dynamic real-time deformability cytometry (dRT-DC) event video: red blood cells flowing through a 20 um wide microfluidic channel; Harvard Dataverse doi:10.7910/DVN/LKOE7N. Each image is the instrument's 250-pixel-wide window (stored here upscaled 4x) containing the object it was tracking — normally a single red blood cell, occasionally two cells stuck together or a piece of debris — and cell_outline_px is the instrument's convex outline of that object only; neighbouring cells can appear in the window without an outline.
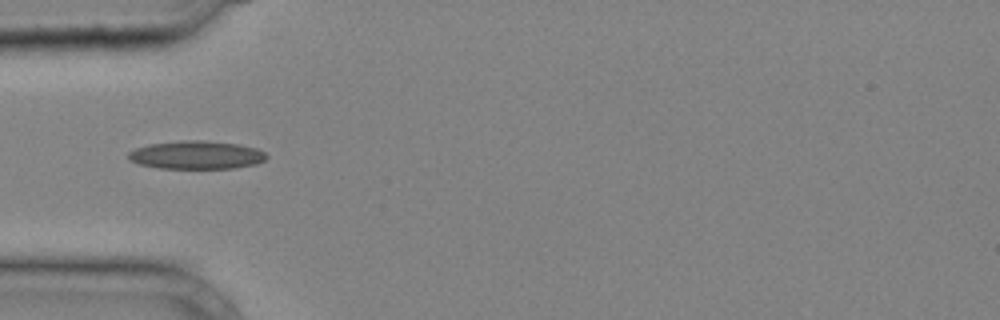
{"species": "common noctule bat (a hibernating species)", "species_latin": "Nyctalus noctula", "temperature_condition": "cold", "stored_images_in_passage": 18, "camera_frame_rate_fps": 3000, "um_per_image_px": 0.085, "animal": {"sex": "male", "body_mass_g": 20.4}, "frame": {"image": 1, "passage_image": 1, "time_ms": 0.0, "image_size_px": [1000, 320], "cell_outline_px": [[268, 156], [264, 160], [256, 164], [232, 168], [160, 168], [140, 164], [128, 160], [128, 152], [136, 148], [148, 144], [180, 140], [204, 140], [240, 144], [256, 148], [264, 152]], "centroid_in_image_um": [16.69, 13.16], "position_along_channel_um": 68.3, "area_um2": 22.77}}
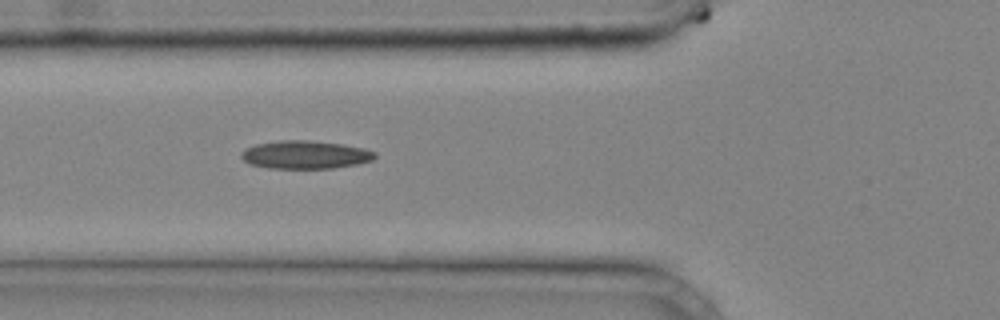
{"frame": {"image": 2, "passage_image": 3, "time_ms": 0.667, "image_size_px": [1000, 320], "cell_outline_px": [[376, 156], [372, 160], [356, 164], [332, 168], [268, 168], [248, 164], [240, 156], [240, 152], [244, 148], [256, 144], [280, 140], [308, 140], [340, 144], [364, 148], [376, 152]], "centroid_in_image_um": [25.9, 13.15], "position_along_channel_um": 99.9, "area_um2": 21.91}}
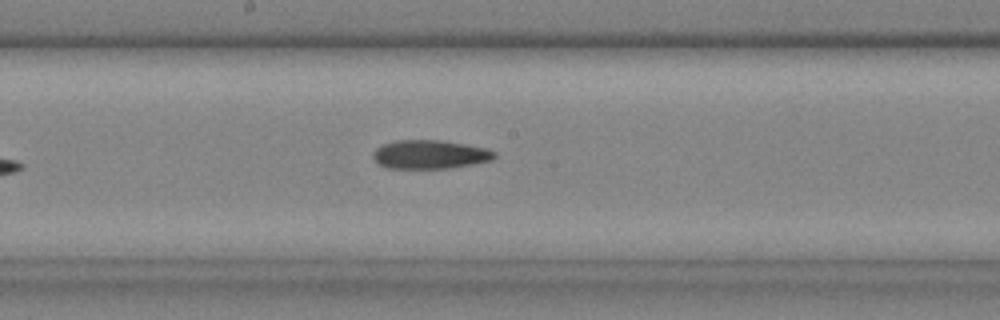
{"frame": {"image": 3, "passage_image": 10, "time_ms": 3.0, "image_size_px": [1000, 320], "cell_outline_px": [[496, 156], [492, 160], [476, 164], [448, 168], [388, 168], [380, 164], [372, 156], [372, 152], [376, 148], [384, 144], [396, 140], [440, 140], [488, 148], [496, 152]], "centroid_in_image_um": [36.58, 13.12], "position_along_channel_um": 211.6, "area_um2": 20.35}}